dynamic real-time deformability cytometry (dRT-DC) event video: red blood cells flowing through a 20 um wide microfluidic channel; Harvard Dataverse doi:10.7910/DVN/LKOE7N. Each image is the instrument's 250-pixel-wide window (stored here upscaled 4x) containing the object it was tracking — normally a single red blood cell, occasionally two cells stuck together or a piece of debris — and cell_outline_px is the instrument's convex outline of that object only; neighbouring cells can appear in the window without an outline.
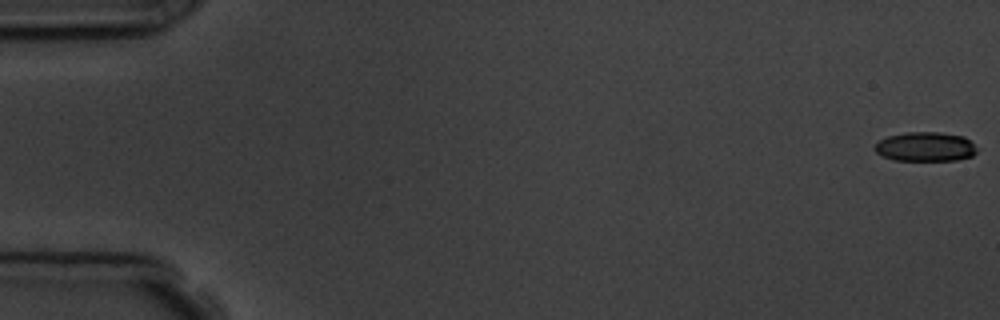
{"species": "common noctule bat (a hibernating species)", "species_latin": "Nyctalus noctula", "temperature_condition": "room temperature", "stored_images_in_passage": 5, "camera_frame_rate_fps": 3000, "um_per_image_px": 0.085, "animal": {"sex": "male", "body_mass_g": 19.5, "forearm_length_mm": 54.6}, "frame": {"image": 1, "passage_image": 1, "time_ms": 0.0, "image_size_px": [1000, 320], "cell_outline_px": [[976, 152], [972, 156], [956, 160], [892, 160], [876, 152], [876, 144], [880, 140], [888, 136], [908, 132], [940, 132], [964, 136], [976, 148]], "centroid_in_image_um": [78.67, 12.47], "position_along_channel_um": 6.3, "area_um2": 17.22}}
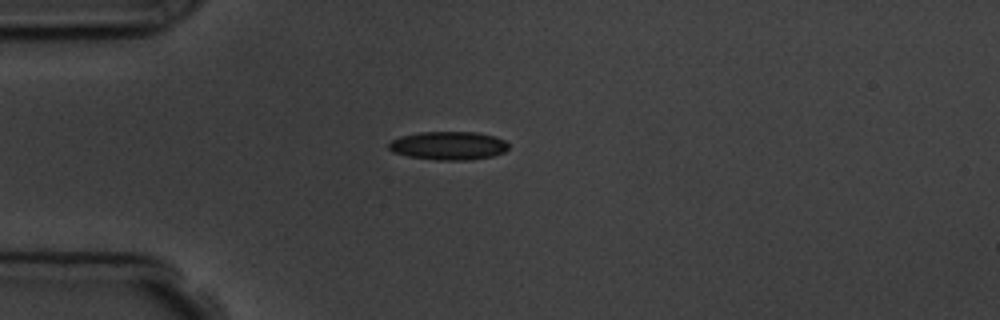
{"frame": {"image": 2, "passage_image": 5, "time_ms": 4.667, "image_size_px": [1000, 320], "cell_outline_px": [[508, 148], [504, 152], [492, 156], [468, 160], [436, 160], [408, 156], [392, 152], [388, 148], [388, 144], [392, 140], [400, 136], [420, 132], [476, 132], [496, 136], [504, 140], [508, 144]], "centroid_in_image_um": [38.11, 12.38], "position_along_channel_um": 46.9, "area_um2": 19.88}}